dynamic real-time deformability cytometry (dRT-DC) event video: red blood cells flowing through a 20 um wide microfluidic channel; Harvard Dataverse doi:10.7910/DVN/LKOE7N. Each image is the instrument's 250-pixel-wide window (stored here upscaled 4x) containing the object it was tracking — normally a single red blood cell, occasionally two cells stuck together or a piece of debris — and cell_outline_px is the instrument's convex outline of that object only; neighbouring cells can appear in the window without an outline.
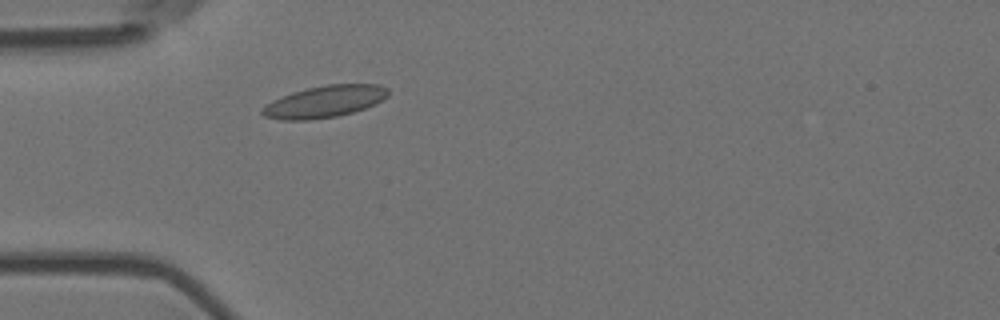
{"species": "Egyptian fruit bat (a non-hibernating species)", "species_latin": "Rousettus aegyptiacus", "temperature_condition": "room temperature", "stored_images_in_passage": 3, "camera_frame_rate_fps": 3000, "um_per_image_px": 0.085, "animal": {"sex": "female"}, "frame": {"image": 1, "passage_image": 3, "time_ms": 0.667, "image_size_px": [1000, 320], "cell_outline_px": [[388, 96], [376, 104], [352, 112], [336, 116], [308, 120], [284, 120], [264, 116], [260, 112], [260, 108], [264, 104], [272, 100], [292, 92], [308, 88], [328, 84], [380, 84], [388, 88]], "centroid_in_image_um": [27.57, 8.63], "position_along_channel_um": 57.4, "area_um2": 23.41}}